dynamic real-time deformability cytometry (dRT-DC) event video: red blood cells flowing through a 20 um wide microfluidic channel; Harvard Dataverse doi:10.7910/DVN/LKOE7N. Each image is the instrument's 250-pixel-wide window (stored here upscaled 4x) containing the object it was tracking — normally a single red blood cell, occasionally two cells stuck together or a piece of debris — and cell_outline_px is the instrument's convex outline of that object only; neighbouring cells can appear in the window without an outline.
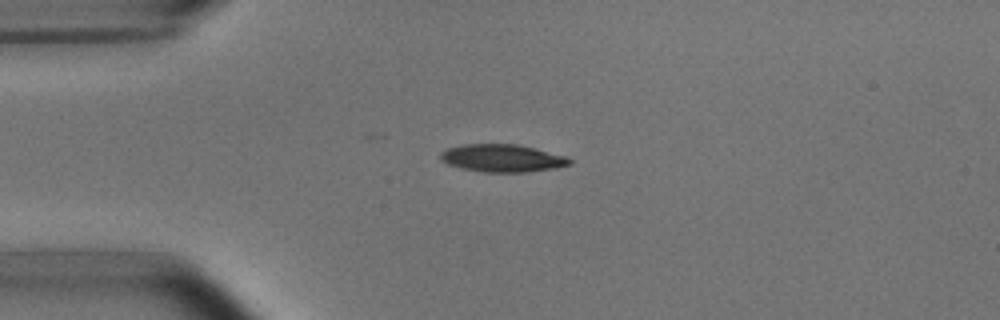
{"species": "common noctule bat (a hibernating species)", "species_latin": "Nyctalus noctula", "temperature_condition": "room temperature", "stored_images_in_passage": 31, "camera_frame_rate_fps": 3000, "um_per_image_px": 0.085, "animal": {"sex": "male", "body_mass_g": 15.6}, "frame": {"image": 1, "passage_image": 1, "time_ms": 0.0, "image_size_px": [1000, 320], "cell_outline_px": [[572, 164], [556, 168], [524, 172], [484, 172], [464, 168], [448, 164], [440, 156], [440, 152], [448, 148], [460, 144], [516, 144], [564, 156], [572, 160]], "centroid_in_image_um": [42.69, 13.44], "position_along_channel_um": 42.3, "area_um2": 20.46}}
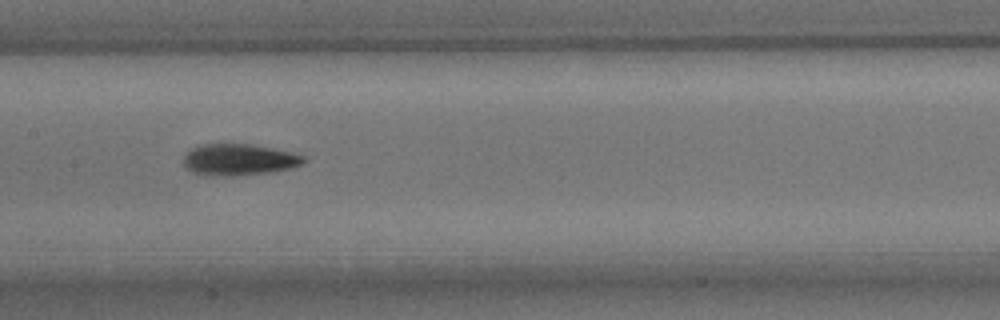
{"frame": {"image": 2, "passage_image": 14, "time_ms": 4.333, "image_size_px": [1000, 320], "cell_outline_px": [[308, 160], [304, 164], [292, 168], [268, 172], [236, 176], [216, 176], [196, 172], [188, 168], [184, 164], [184, 156], [196, 144], [252, 144], [292, 152], [308, 156]], "centroid_in_image_um": [20.4, 13.56], "position_along_channel_um": 187.0, "area_um2": 22.14}}
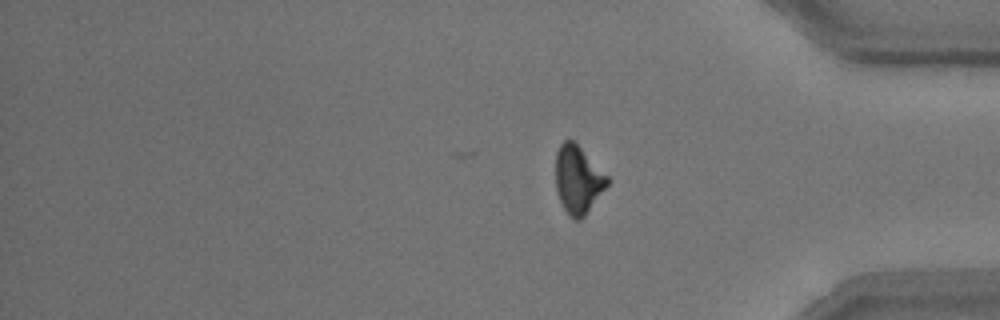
{"frame": {"image": 3, "passage_image": 31, "time_ms": 10.0, "image_size_px": [1000, 320], "cell_outline_px": [[608, 184], [584, 216], [580, 220], [576, 220], [564, 208], [560, 200], [556, 188], [556, 152], [560, 144], [564, 140], [572, 140], [608, 176]], "centroid_in_image_um": [49.11, 15.25], "position_along_channel_um": 386.1, "area_um2": 19.83}, "authors_computed_cell_mechanics": {"area_um2": 21.386, "velocity_mm_per_s": 3.7943, "shape_relaxation_time_tau1_ms": 3.7583, "shape_relaxation_time_tau2_ms": 3.1146, "deformation_change_tau1": 0.1432, "deformation_change_tau2": 0.0902}}